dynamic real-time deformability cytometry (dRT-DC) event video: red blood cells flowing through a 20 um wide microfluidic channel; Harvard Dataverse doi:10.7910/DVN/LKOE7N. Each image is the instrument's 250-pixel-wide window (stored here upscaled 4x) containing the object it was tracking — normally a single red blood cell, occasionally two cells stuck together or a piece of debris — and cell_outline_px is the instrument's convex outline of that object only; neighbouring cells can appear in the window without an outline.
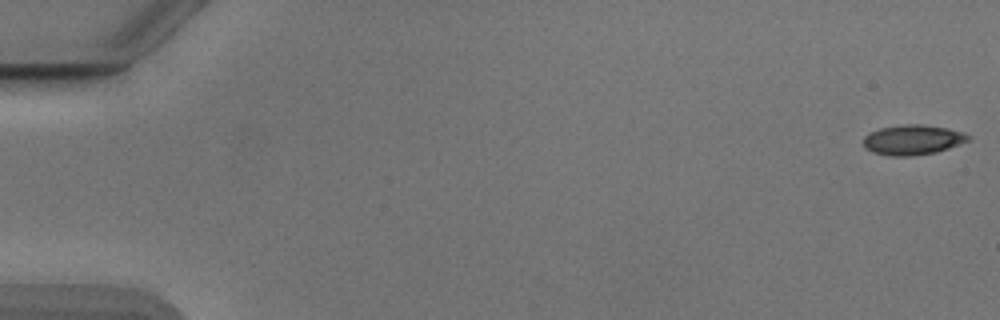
{"species": "Egyptian fruit bat (a non-hibernating species)", "species_latin": "Rousettus aegyptiacus", "temperature_condition": "cold", "stored_images_in_passage": 44, "camera_frame_rate_fps": 3000, "um_per_image_px": 0.085, "animal": {"sex": "male"}, "frame": {"image": 1, "passage_image": 1, "time_ms": 0.0, "image_size_px": [1000, 320], "cell_outline_px": [[972, 140], [936, 152], [912, 156], [888, 156], [872, 152], [864, 148], [864, 136], [868, 132], [880, 128], [904, 124], [920, 124], [948, 128], [964, 132], [972, 136]], "centroid_in_image_um": [77.59, 11.88], "position_along_channel_um": 7.4, "area_um2": 18.61}}
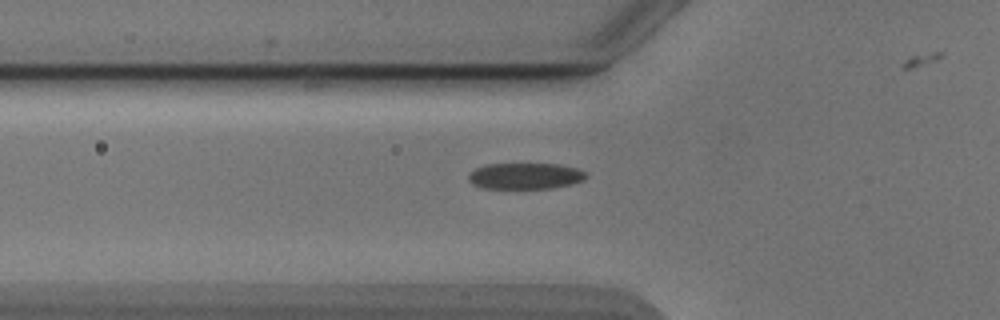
{"frame": {"image": 2, "passage_image": 19, "time_ms": 6.0, "image_size_px": [1000, 320], "cell_outline_px": [[588, 176], [584, 180], [572, 184], [552, 188], [484, 188], [472, 184], [468, 180], [468, 176], [476, 168], [488, 164], [556, 164], [576, 168], [584, 172]], "centroid_in_image_um": [44.65, 14.96], "position_along_channel_um": 81.1, "area_um2": 17.8}}
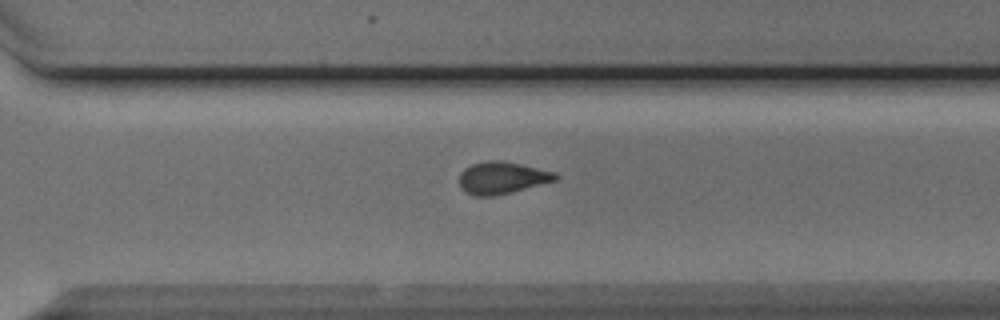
{"frame": {"image": 3, "passage_image": 38, "time_ms": 12.333, "image_size_px": [1000, 320], "cell_outline_px": [[560, 176], [556, 180], [496, 196], [476, 196], [464, 192], [460, 188], [460, 172], [464, 168], [472, 164], [488, 160], [504, 160], [556, 172]], "centroid_in_image_um": [42.66, 15.11], "position_along_channel_um": 327.9, "area_um2": 18.15}}